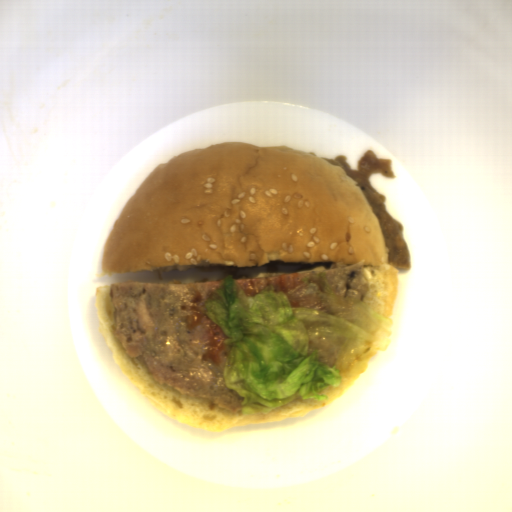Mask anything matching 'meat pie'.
Returning a JSON list of instances; mask_svg holds the SVG:
<instances>
[{
    "instance_id": "b5893723",
    "label": "meat pie",
    "mask_w": 512,
    "mask_h": 512,
    "mask_svg": "<svg viewBox=\"0 0 512 512\" xmlns=\"http://www.w3.org/2000/svg\"><path fill=\"white\" fill-rule=\"evenodd\" d=\"M222 281L112 282L110 300L115 336L130 358H144L154 381L180 395L210 398L234 415L243 411L244 397L226 385L231 347L205 313Z\"/></svg>"
},
{
    "instance_id": "c0bc52ac",
    "label": "meat pie",
    "mask_w": 512,
    "mask_h": 512,
    "mask_svg": "<svg viewBox=\"0 0 512 512\" xmlns=\"http://www.w3.org/2000/svg\"><path fill=\"white\" fill-rule=\"evenodd\" d=\"M309 154L321 158L333 166H339L344 170L346 176L355 181L380 224L385 246L389 250L388 265L394 266L396 269L411 270V256L407 242L402 236L403 225L387 212L385 205L387 196L377 192L369 182L373 173H380L386 178L396 179L391 158H378L373 150L368 149L359 159L358 169H351L345 154H340L335 159L318 156L315 151L309 152Z\"/></svg>"
},
{
    "instance_id": "742d133d",
    "label": "meat pie",
    "mask_w": 512,
    "mask_h": 512,
    "mask_svg": "<svg viewBox=\"0 0 512 512\" xmlns=\"http://www.w3.org/2000/svg\"><path fill=\"white\" fill-rule=\"evenodd\" d=\"M365 260L352 265H346V260L331 264L329 269L314 270L302 273L247 277L233 279L239 289L247 297H253L269 285H274V291H288L307 282L302 279L310 274H319L325 271L327 284L332 293L343 298L356 299L362 302V297L367 293L369 282L364 276L363 268Z\"/></svg>"
}]
</instances>
